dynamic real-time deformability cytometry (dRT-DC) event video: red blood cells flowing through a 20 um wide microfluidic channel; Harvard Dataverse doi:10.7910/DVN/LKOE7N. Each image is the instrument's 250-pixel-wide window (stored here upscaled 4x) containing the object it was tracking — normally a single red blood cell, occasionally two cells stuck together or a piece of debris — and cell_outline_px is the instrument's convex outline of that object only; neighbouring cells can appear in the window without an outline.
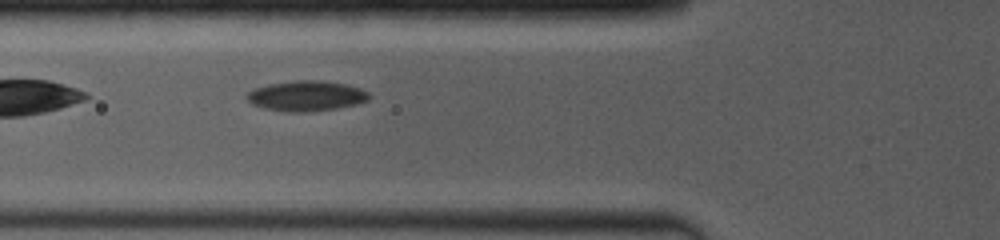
{"species": "common noctule bat (a hibernating species)", "species_latin": "Nyctalus noctula", "temperature_condition": "room temperature", "stored_images_in_passage": 25, "camera_frame_rate_fps": 4000, "um_per_image_px": 0.085, "animal": {"sex": "female", "body_mass_g": 19.0, "forearm_length_mm": 53.3}, "frame": {"image": 1, "passage_image": 5, "time_ms": 1.5, "image_size_px": [1000, 240], "cell_outline_px": [[372, 96], [368, 100], [356, 104], [336, 108], [308, 112], [284, 112], [264, 108], [252, 104], [244, 96], [252, 88], [268, 84], [296, 80], [320, 80], [348, 84], [360, 88], [368, 92]], "centroid_in_image_um": [26.02, 8.15], "position_along_channel_um": 99.8, "area_um2": 21.85}}
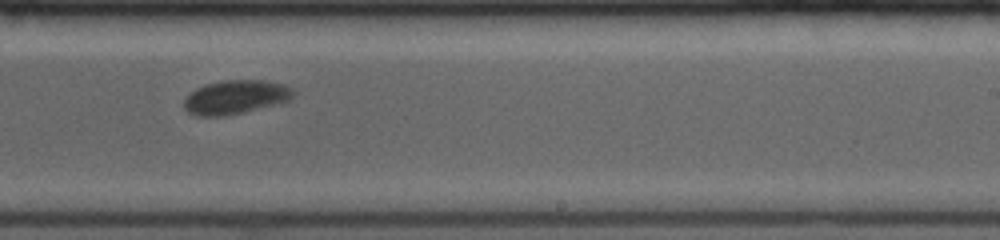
{"frame": {"image": 2, "passage_image": 14, "time_ms": 5.75, "image_size_px": [1000, 240], "cell_outline_px": [[296, 92], [288, 100], [240, 112], [220, 116], [196, 116], [188, 112], [184, 108], [184, 100], [196, 88], [208, 84], [228, 80], [264, 80], [284, 84], [292, 88]], "centroid_in_image_um": [20.01, 8.24], "position_along_channel_um": 269.0, "area_um2": 20.98}}
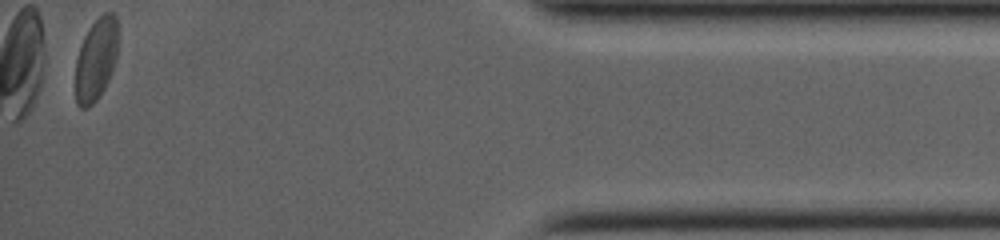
{"frame": {"image": 3, "passage_image": 25, "time_ms": 11.0, "image_size_px": [1000, 240], "cell_outline_px": [[116, 60], [108, 80], [104, 88], [96, 100], [88, 108], [80, 108], [76, 104], [76, 60], [80, 44], [88, 28], [104, 12], [112, 12], [116, 16]], "centroid_in_image_um": [8.14, 5.06], "position_along_channel_um": 427.1, "area_um2": 20.23}, "authors_computed_cell_mechanics": {"area_um2": 21.6172, "velocity_mm_per_s": 3.9847, "shape_relaxation_time_tau1_ms": null, "shape_relaxation_time_tau2_ms": 4.2113, "deformation_change_tau1": null, "deformation_change_tau2": 0.0345}}